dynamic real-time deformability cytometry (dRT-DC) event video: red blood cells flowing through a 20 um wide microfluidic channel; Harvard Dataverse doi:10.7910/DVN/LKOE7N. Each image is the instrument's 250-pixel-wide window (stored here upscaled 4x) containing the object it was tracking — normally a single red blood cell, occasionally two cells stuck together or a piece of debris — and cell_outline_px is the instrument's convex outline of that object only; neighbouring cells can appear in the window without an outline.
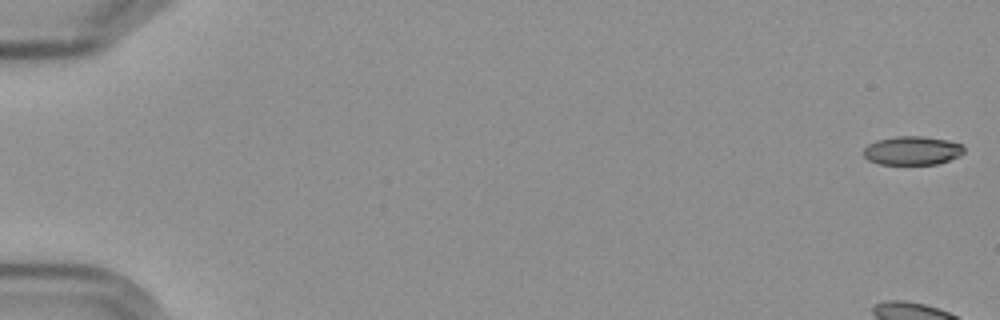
{"species": "Egyptian fruit bat (a non-hibernating species)", "species_latin": "Rousettus aegyptiacus", "temperature_condition": "cold", "stored_images_in_passage": 6, "camera_frame_rate_fps": 3000, "um_per_image_px": 0.085, "frame": {"image": 1, "passage_image": 1, "time_ms": 0.0, "image_size_px": [1000, 320], "cell_outline_px": [[964, 152], [960, 156], [936, 164], [880, 164], [868, 160], [864, 156], [864, 148], [868, 144], [876, 140], [896, 136], [924, 136], [948, 140], [960, 144], [964, 148]], "centroid_in_image_um": [77.53, 12.79], "position_along_channel_um": 7.5, "area_um2": 16.82}}